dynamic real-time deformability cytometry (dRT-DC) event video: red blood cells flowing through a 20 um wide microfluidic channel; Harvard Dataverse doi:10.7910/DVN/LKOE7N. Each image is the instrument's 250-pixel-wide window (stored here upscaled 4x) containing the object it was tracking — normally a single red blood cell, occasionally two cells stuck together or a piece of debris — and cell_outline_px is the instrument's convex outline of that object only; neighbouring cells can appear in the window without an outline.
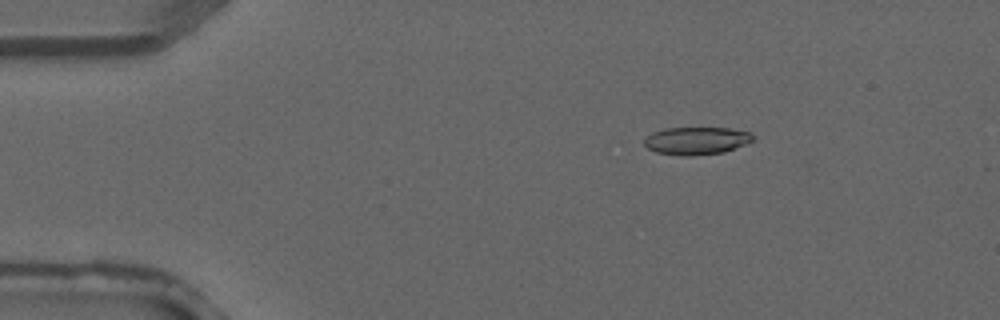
{"species": "common noctule bat (a hibernating species)", "species_latin": "Nyctalus noctula", "temperature_condition": "warm", "stored_images_in_passage": 3, "camera_frame_rate_fps": 3000, "um_per_image_px": 0.085, "animal": {"sex": "male", "forearm_length_mm": 52.5}, "frame": {"image": 1, "passage_image": 2, "time_ms": 0.333, "image_size_px": [1000, 320], "cell_outline_px": [[752, 140], [744, 144], [724, 152], [688, 156], [680, 156], [656, 152], [648, 148], [644, 144], [644, 140], [652, 132], [664, 128], [728, 128], [752, 132]], "centroid_in_image_um": [59.17, 11.96], "position_along_channel_um": 25.8, "area_um2": 17.4}}